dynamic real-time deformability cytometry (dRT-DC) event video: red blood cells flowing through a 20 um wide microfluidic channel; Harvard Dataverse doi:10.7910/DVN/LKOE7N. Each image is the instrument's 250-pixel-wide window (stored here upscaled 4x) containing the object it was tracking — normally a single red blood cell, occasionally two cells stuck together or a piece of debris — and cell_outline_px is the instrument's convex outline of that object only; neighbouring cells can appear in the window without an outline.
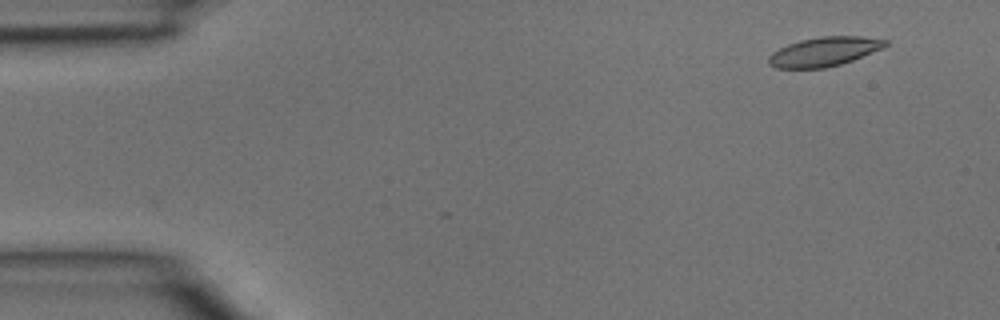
{"species": "common noctule bat (a hibernating species)", "species_latin": "Nyctalus noctula", "temperature_condition": "room temperature", "stored_images_in_passage": 2, "camera_frame_rate_fps": 3000, "um_per_image_px": 0.085, "animal": {"sex": "male", "body_mass_g": 15.6}, "frame": {"image": 1, "passage_image": 2, "time_ms": 0.333, "image_size_px": [1000, 320], "cell_outline_px": [[888, 44], [884, 48], [852, 60], [840, 64], [824, 68], [776, 68], [768, 64], [768, 56], [772, 52], [788, 44], [800, 40], [820, 36], [860, 36], [888, 40]], "centroid_in_image_um": [70.05, 4.38], "position_along_channel_um": 14.9, "area_um2": 19.88}}